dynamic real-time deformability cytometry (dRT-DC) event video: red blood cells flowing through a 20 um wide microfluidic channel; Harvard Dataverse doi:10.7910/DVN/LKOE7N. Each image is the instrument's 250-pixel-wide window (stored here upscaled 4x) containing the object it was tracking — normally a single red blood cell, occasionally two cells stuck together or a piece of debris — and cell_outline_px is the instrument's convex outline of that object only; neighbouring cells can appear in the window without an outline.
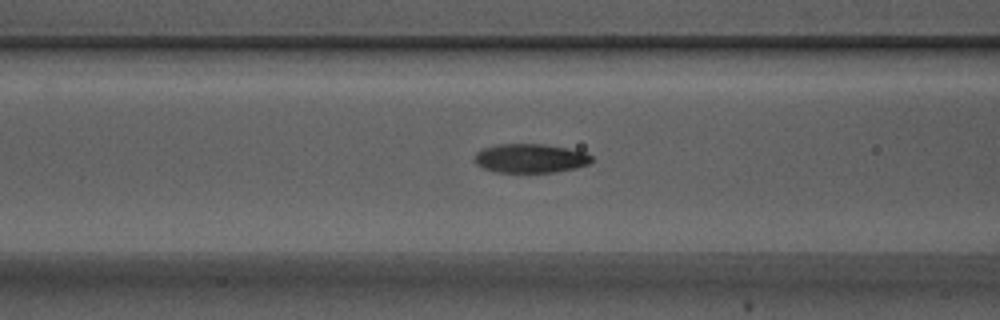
{"species": "Egyptian fruit bat (a non-hibernating species)", "species_latin": "Rousettus aegyptiacus", "temperature_condition": "warm", "stored_images_in_passage": 39, "camera_frame_rate_fps": 3000, "um_per_image_px": 0.085, "animal": {"sex": "male"}, "frame": {"image": 1, "passage_image": 12, "time_ms": 3.667, "image_size_px": [1000, 320], "cell_outline_px": [[592, 160], [588, 164], [576, 168], [556, 172], [496, 172], [484, 168], [476, 164], [476, 152], [484, 148], [500, 144], [544, 144], [568, 148], [584, 152], [592, 156]], "centroid_in_image_um": [45.11, 13.46], "position_along_channel_um": 121.5, "area_um2": 19.65}}
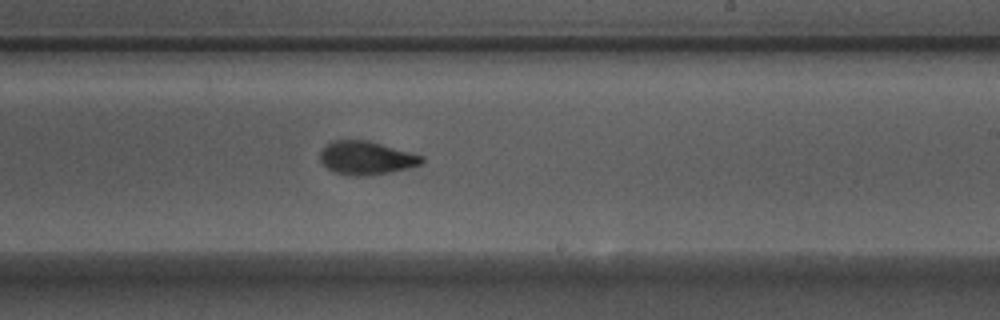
{"frame": {"image": 2, "passage_image": 23, "time_ms": 7.333, "image_size_px": [1000, 320], "cell_outline_px": [[424, 160], [420, 164], [408, 168], [368, 176], [352, 176], [336, 172], [328, 168], [320, 160], [320, 152], [332, 140], [368, 140], [424, 156]], "centroid_in_image_um": [31.14, 13.42], "position_along_channel_um": 257.9, "area_um2": 19.59}}
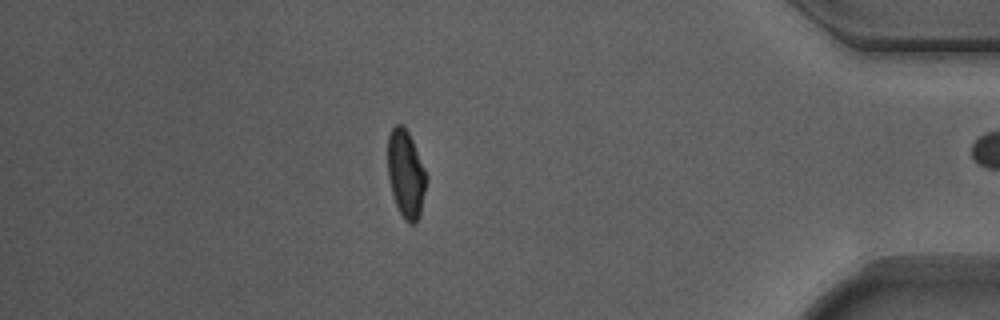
{"frame": {"image": 3, "passage_image": 38, "time_ms": 12.333, "image_size_px": [1000, 320], "cell_outline_px": [[428, 180], [420, 212], [416, 224], [408, 224], [404, 220], [396, 204], [392, 192], [388, 176], [388, 136], [392, 128], [396, 124], [404, 124], [412, 140], [428, 176]], "centroid_in_image_um": [34.51, 14.79], "position_along_channel_um": 400.7, "area_um2": 19.77}, "authors_computed_cell_mechanics": {"area_um2": 19.941, "velocity_mm_per_s": 3.7283, "shape_relaxation_time_tau1_ms": 3.8754, "shape_relaxation_time_tau2_ms": 1.6468, "deformation_change_tau1": 0.161, "deformation_change_tau2": 0.0681}}